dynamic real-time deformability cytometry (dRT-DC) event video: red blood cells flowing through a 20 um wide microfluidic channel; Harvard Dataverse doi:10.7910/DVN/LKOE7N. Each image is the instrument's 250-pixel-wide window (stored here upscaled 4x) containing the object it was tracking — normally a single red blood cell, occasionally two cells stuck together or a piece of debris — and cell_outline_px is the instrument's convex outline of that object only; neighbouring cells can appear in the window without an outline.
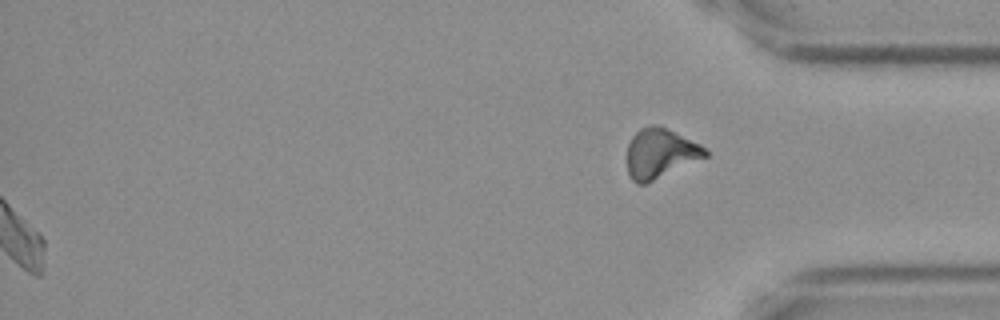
{"species": "Egyptian fruit bat (a non-hibernating species)", "species_latin": "Rousettus aegyptiacus", "temperature_condition": "cold", "stored_images_in_passage": 42, "segment_of_instrument_passage": [2, 2], "camera_frame_rate_fps": 3000, "um_per_image_px": 0.085, "frame": {"image": 1, "passage_image": 42, "time_ms": 13.667, "image_size_px": [1000, 320], "cell_outline_px": [[708, 156], [644, 184], [636, 184], [632, 180], [628, 172], [628, 144], [632, 136], [640, 128], [648, 124], [656, 124], [700, 144], [708, 152]], "centroid_in_image_um": [56.1, 13.02], "position_along_channel_um": 379.1, "area_um2": 22.31}}